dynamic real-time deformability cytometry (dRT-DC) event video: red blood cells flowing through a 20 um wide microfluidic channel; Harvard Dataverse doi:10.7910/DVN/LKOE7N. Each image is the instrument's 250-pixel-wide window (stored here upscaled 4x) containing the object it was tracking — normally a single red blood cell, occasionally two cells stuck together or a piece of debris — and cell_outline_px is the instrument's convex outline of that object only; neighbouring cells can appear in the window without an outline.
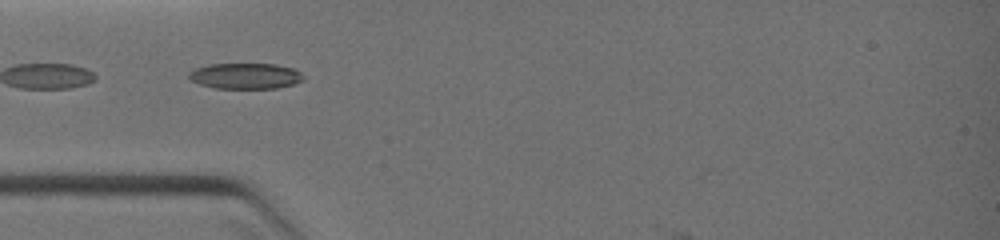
{"species": "common noctule bat (a hibernating species)", "species_latin": "Nyctalus noctula", "temperature_condition": "warm", "stored_images_in_passage": 4, "camera_frame_rate_fps": 3000, "um_per_image_px": 0.085, "animal": {"sex": "female", "body_mass_g": 19.0, "forearm_length_mm": 51.5}, "frame": {"image": 1, "passage_image": 3, "time_ms": 1.0, "image_size_px": [1000, 240], "cell_outline_px": [[304, 80], [292, 84], [276, 88], [216, 88], [200, 84], [192, 80], [188, 76], [188, 72], [196, 68], [208, 64], [276, 64], [292, 68], [300, 72], [304, 76]], "centroid_in_image_um": [20.86, 6.45], "position_along_channel_um": 64.1, "area_um2": 17.11}}